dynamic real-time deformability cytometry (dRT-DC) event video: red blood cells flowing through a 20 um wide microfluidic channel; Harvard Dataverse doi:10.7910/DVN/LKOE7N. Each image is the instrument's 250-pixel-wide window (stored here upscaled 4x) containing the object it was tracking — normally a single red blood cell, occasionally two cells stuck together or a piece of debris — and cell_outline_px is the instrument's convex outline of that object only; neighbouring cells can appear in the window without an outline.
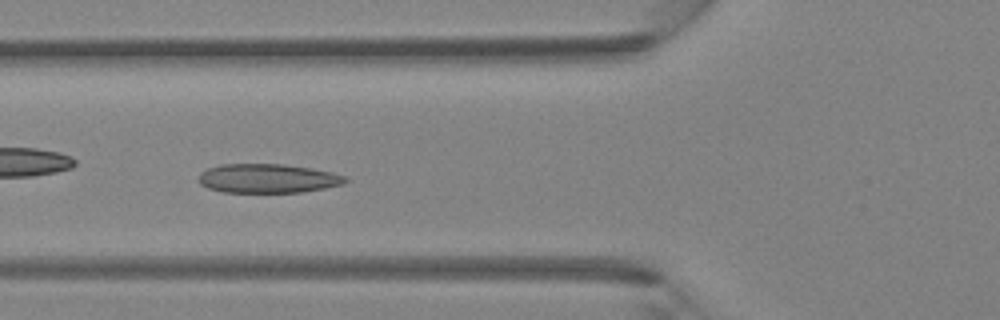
{"species": "Egyptian fruit bat (a non-hibernating species)", "species_latin": "Rousettus aegyptiacus", "temperature_condition": "room temperature", "stored_images_in_passage": 46, "camera_frame_rate_fps": 3000, "um_per_image_px": 0.085, "animal": {"sex": "female"}, "frame": {"image": 1, "passage_image": 18, "time_ms": 5.667, "image_size_px": [1000, 320], "cell_outline_px": [[348, 180], [344, 184], [304, 192], [224, 192], [208, 188], [200, 184], [196, 180], [200, 172], [208, 168], [220, 164], [280, 164], [308, 168], [332, 172], [348, 176]], "centroid_in_image_um": [22.74, 15.17], "position_along_channel_um": 103.1, "area_um2": 24.97}}
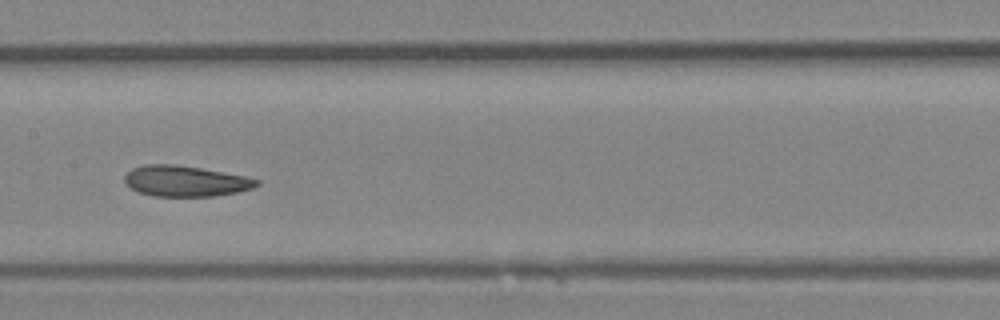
{"frame": {"image": 2, "passage_image": 24, "time_ms": 7.667, "image_size_px": [1000, 320], "cell_outline_px": [[260, 184], [252, 188], [236, 192], [212, 196], [152, 196], [140, 192], [132, 188], [124, 180], [124, 176], [132, 168], [144, 164], [176, 164], [200, 168], [244, 176], [260, 180]], "centroid_in_image_um": [15.75, 15.38], "position_along_channel_um": 191.7, "area_um2": 23.47}}
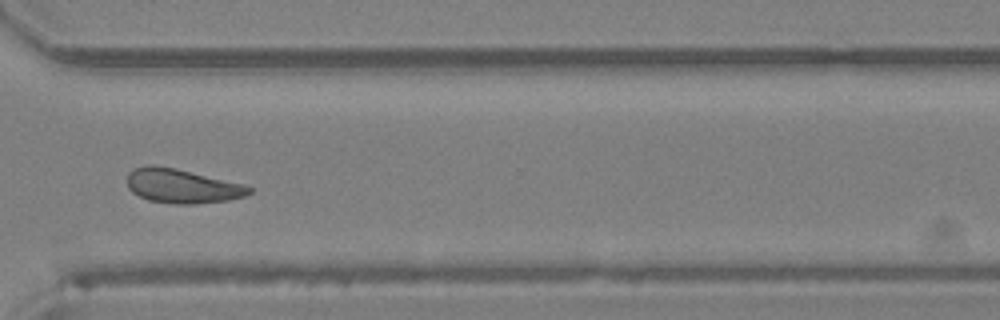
{"frame": {"image": 3, "passage_image": 35, "time_ms": 11.333, "image_size_px": [1000, 320], "cell_outline_px": [[252, 192], [244, 196], [228, 200], [192, 204], [172, 204], [148, 200], [132, 192], [128, 188], [128, 172], [132, 168], [148, 164], [152, 164], [176, 168], [244, 184], [252, 188]], "centroid_in_image_um": [15.45, 15.8], "position_along_channel_um": 355.2, "area_um2": 24.45}}